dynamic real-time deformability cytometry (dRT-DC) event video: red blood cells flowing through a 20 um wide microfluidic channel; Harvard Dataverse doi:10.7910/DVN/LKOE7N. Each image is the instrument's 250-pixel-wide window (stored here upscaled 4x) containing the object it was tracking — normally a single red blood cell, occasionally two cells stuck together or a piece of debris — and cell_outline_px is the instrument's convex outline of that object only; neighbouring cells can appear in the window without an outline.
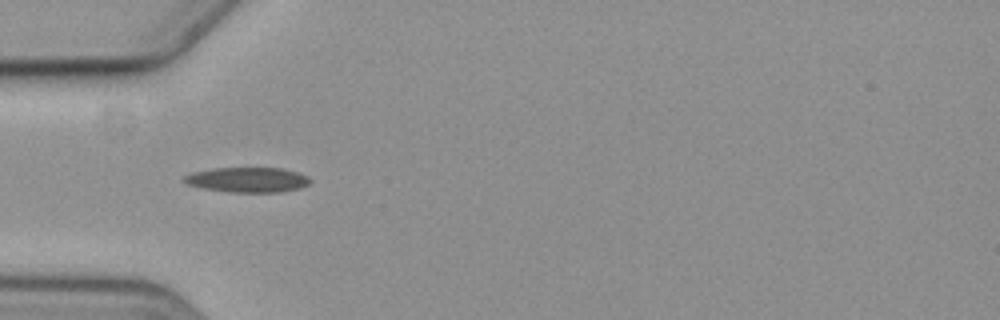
{"species": "common noctule bat (a hibernating species)", "species_latin": "Nyctalus noctula", "temperature_condition": "cold", "stored_images_in_passage": 6, "camera_frame_rate_fps": 3000, "um_per_image_px": 0.085, "animal": {"sex": "female", "body_mass_g": 19.3, "forearm_length_mm": 54.1}, "frame": {"image": 1, "passage_image": 5, "time_ms": 6.0, "image_size_px": [1000, 320], "cell_outline_px": [[312, 180], [308, 184], [300, 188], [280, 192], [228, 192], [204, 188], [184, 184], [180, 180], [184, 176], [192, 172], [212, 168], [280, 168], [296, 172], [308, 176]], "centroid_in_image_um": [20.99, 15.28], "position_along_channel_um": 64.0, "area_um2": 18.5}}
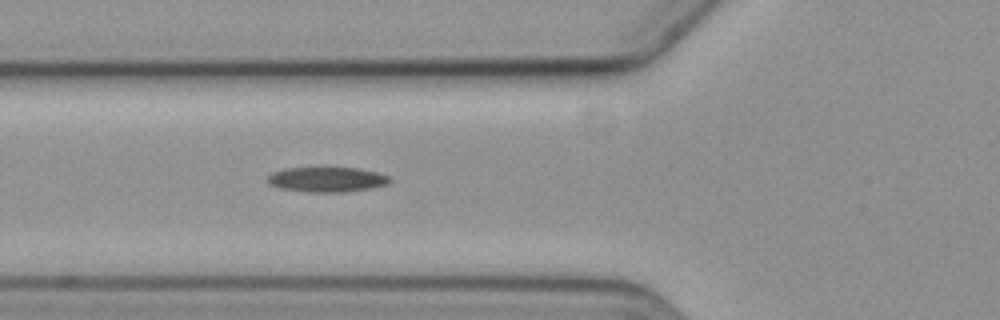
{"frame": {"image": 2, "passage_image": 6, "time_ms": 7.0, "image_size_px": [1000, 320], "cell_outline_px": [[392, 180], [388, 184], [372, 188], [344, 192], [308, 192], [280, 188], [268, 184], [268, 176], [272, 172], [284, 168], [356, 168], [376, 172], [388, 176]], "centroid_in_image_um": [27.78, 15.26], "position_along_channel_um": 98.0, "area_um2": 17.74}}